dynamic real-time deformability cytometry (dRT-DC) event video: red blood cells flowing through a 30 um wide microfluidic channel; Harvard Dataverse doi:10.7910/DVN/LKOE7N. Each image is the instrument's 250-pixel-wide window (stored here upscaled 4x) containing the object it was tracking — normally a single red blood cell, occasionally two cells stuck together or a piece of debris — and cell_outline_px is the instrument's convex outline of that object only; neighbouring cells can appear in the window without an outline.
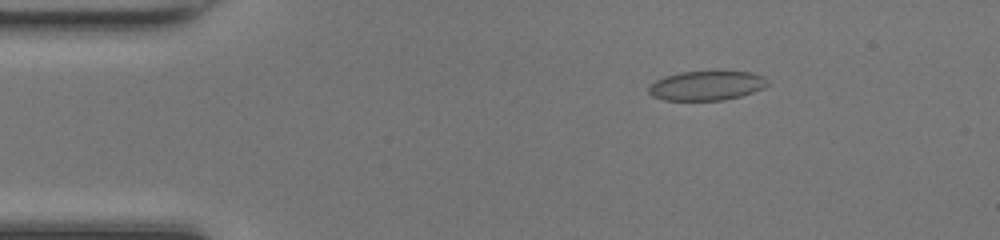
{"species": "common noctule bat (a hibernating species)", "species_latin": "Nyctalus noctula", "temperature_condition": "room temperature", "stored_images_in_passage": 47, "camera_frame_rate_fps": 3000, "um_per_image_px": 0.085, "animal": {"sex": "female", "body_mass_g": 17.0, "forearm_length_mm": 48.0}, "frame": {"image": 1, "passage_image": 6, "time_ms": 1.667, "image_size_px": [1000, 240], "cell_outline_px": [[768, 84], [764, 88], [740, 96], [724, 100], [664, 100], [652, 96], [648, 92], [648, 88], [656, 80], [664, 76], [680, 72], [752, 72], [764, 76], [768, 80]], "centroid_in_image_um": [60.06, 7.28], "position_along_channel_um": 24.9, "area_um2": 20.29}}
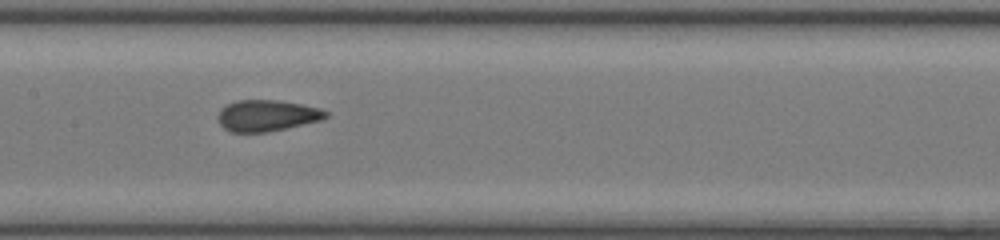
{"frame": {"image": 2, "passage_image": 22, "time_ms": 7.0, "image_size_px": [1000, 240], "cell_outline_px": [[328, 116], [320, 120], [268, 132], [232, 132], [224, 128], [220, 124], [220, 108], [236, 100], [276, 100], [300, 104], [320, 108], [328, 112]], "centroid_in_image_um": [22.69, 9.82], "position_along_channel_um": 184.7, "area_um2": 19.36}}
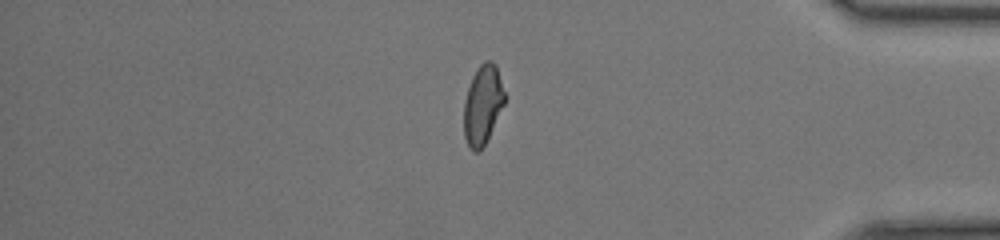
{"frame": {"image": 3, "passage_image": 39, "time_ms": 12.667, "image_size_px": [1000, 240], "cell_outline_px": [[504, 104], [480, 152], [472, 152], [468, 148], [464, 136], [464, 100], [472, 76], [476, 68], [484, 60], [492, 60], [496, 64], [504, 92]], "centroid_in_image_um": [41.0, 8.89], "position_along_channel_um": 394.2, "area_um2": 18.79}, "authors_computed_cell_mechanics": {"area_um2": 19.652, "velocity_mm_per_s": 4.259, "shape_relaxation_time_tau1_ms": null, "shape_relaxation_time_tau2_ms": 0.9829, "deformation_change_tau1": null, "deformation_change_tau2": 0.0627}}